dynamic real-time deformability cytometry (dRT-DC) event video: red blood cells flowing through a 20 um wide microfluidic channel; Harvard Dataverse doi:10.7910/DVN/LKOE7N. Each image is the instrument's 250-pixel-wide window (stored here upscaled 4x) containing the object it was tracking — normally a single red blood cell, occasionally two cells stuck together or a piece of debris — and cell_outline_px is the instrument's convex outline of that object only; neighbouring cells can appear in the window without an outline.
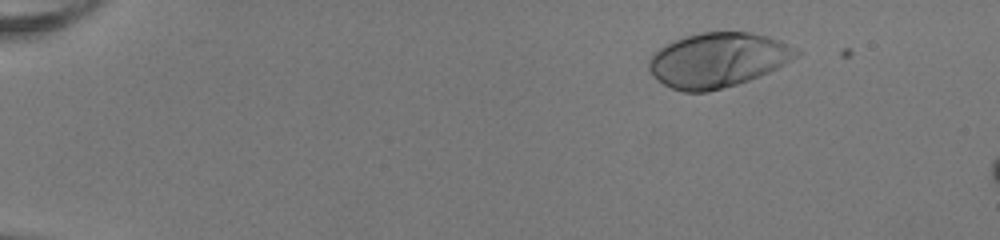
{"species": "human", "species_latin": "Homo sapiens", "temperature_condition": "room temperature", "stored_images_in_passage": 8, "camera_frame_rate_fps": 3000, "um_per_image_px": 0.085, "donor": {"sex": "female"}, "frame": {"image": 1, "passage_image": 1, "time_ms": 0.0, "image_size_px": [1000, 240], "cell_outline_px": [[804, 52], [776, 68], [760, 76], [736, 84], [708, 92], [684, 92], [672, 88], [664, 84], [652, 76], [648, 68], [648, 60], [664, 44], [672, 40], [684, 36], [700, 32], [752, 32], [768, 36], [780, 40]], "centroid_in_image_um": [61.0, 5.09], "position_along_channel_um": 24.0, "area_um2": 46.99}}